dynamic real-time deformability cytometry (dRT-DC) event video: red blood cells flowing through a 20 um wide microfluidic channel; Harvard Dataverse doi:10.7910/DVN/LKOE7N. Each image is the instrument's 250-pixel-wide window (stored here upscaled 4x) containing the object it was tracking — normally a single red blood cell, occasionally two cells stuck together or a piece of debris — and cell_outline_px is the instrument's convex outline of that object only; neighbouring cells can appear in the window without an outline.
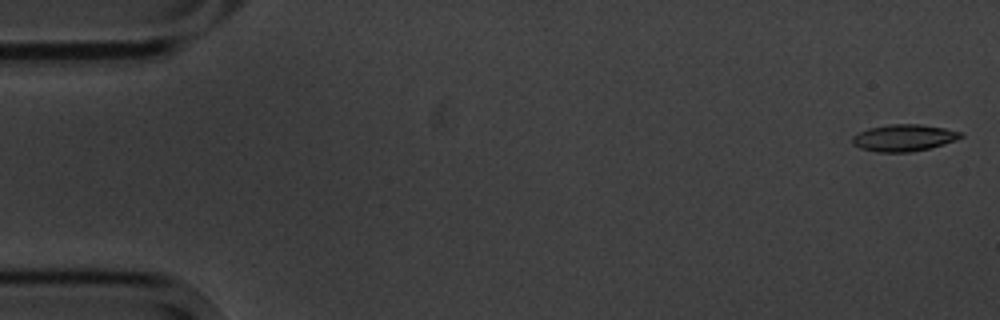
{"species": "common noctule bat (a hibernating species)", "species_latin": "Nyctalus noctula", "temperature_condition": "cold", "stored_images_in_passage": 6, "camera_frame_rate_fps": 3000, "um_per_image_px": 0.085, "animal": {"sex": "male", "body_mass_g": 20.1, "forearm_length_mm": 53.5}, "frame": {"image": 1, "passage_image": 1, "time_ms": 0.0, "image_size_px": [1000, 320], "cell_outline_px": [[964, 136], [956, 140], [944, 144], [928, 148], [908, 152], [876, 152], [860, 148], [852, 144], [852, 136], [856, 132], [868, 128], [892, 124], [920, 124], [944, 128], [964, 132]], "centroid_in_image_um": [76.81, 11.71], "position_along_channel_um": 8.2, "area_um2": 17.05}}
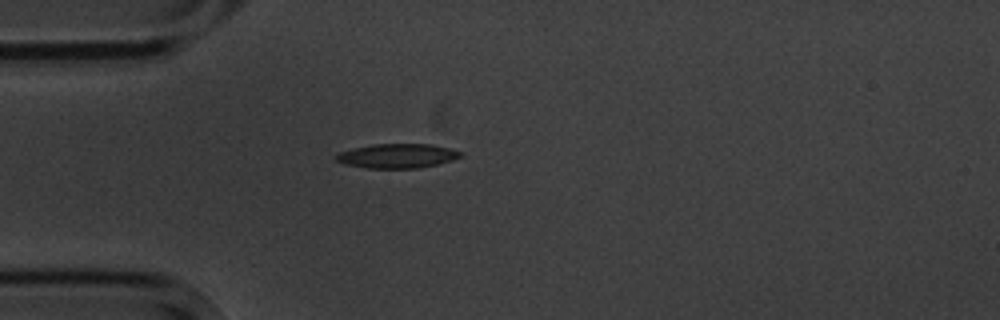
{"frame": {"image": 2, "passage_image": 5, "time_ms": 4.667, "image_size_px": [1000, 320], "cell_outline_px": [[460, 156], [452, 160], [436, 164], [416, 168], [368, 168], [344, 164], [336, 160], [336, 156], [340, 152], [352, 148], [372, 144], [432, 144], [452, 148], [460, 152]], "centroid_in_image_um": [33.75, 13.24], "position_along_channel_um": 51.3, "area_um2": 17.51}}